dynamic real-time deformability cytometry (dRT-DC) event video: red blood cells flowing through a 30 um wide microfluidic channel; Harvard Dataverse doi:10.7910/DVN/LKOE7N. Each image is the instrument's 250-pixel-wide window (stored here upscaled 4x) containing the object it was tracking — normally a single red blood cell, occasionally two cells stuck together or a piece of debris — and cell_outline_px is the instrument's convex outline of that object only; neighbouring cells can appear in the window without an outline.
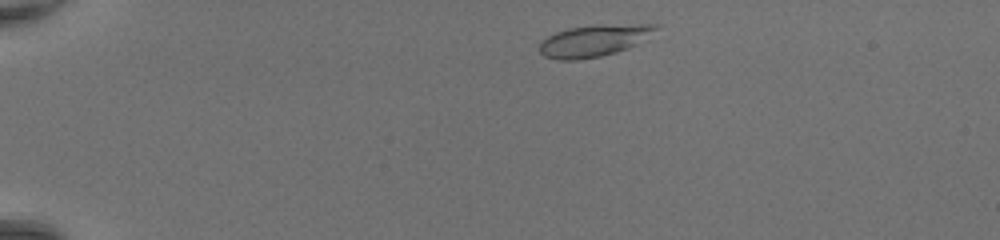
{"species": "common noctule bat (a hibernating species)", "species_latin": "Nyctalus noctula", "temperature_condition": "room temperature", "stored_images_in_passage": 41, "camera_frame_rate_fps": 3000, "um_per_image_px": 0.085, "animal": {"sex": "female", "body_mass_g": 20.0, "forearm_length_mm": 54.0}, "frame": {"image": 1, "passage_image": 3, "time_ms": 0.667, "image_size_px": [1000, 240], "cell_outline_px": [[660, 28], [636, 44], [628, 48], [616, 52], [600, 56], [576, 60], [556, 60], [544, 56], [540, 52], [540, 40], [556, 32], [568, 28], [596, 24], [660, 24]], "centroid_in_image_um": [50.48, 3.44], "position_along_channel_um": 34.5, "area_um2": 21.68}}
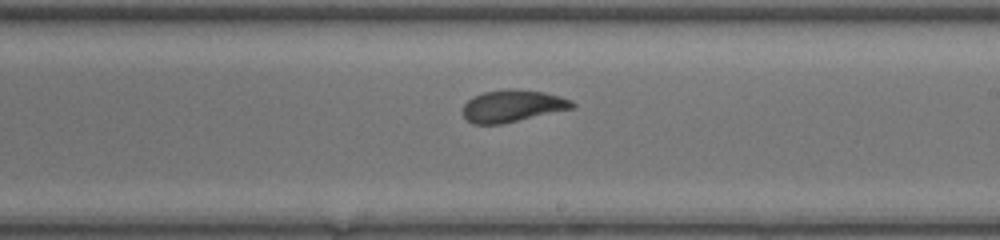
{"frame": {"image": 2, "passage_image": 23, "time_ms": 7.333, "image_size_px": [1000, 240], "cell_outline_px": [[576, 104], [572, 108], [500, 124], [472, 124], [464, 116], [464, 104], [468, 100], [484, 92], [512, 88], [544, 92], [560, 96], [572, 100]], "centroid_in_image_um": [43.57, 9.0], "position_along_channel_um": 245.4, "area_um2": 20.06}}
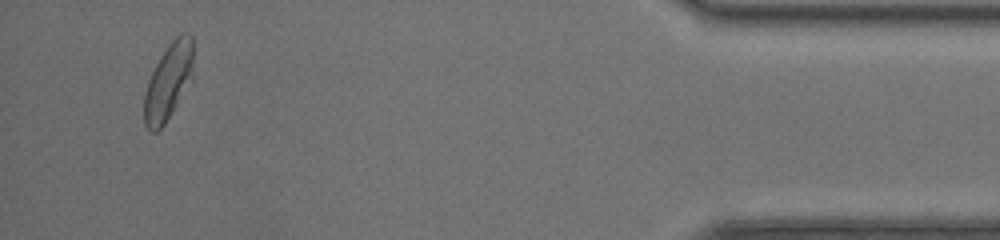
{"frame": {"image": 3, "passage_image": 39, "time_ms": 12.667, "image_size_px": [1000, 240], "cell_outline_px": [[192, 76], [176, 104], [164, 124], [156, 132], [152, 132], [144, 124], [144, 92], [148, 80], [156, 64], [168, 44], [180, 32], [188, 32], [192, 36]], "centroid_in_image_um": [14.29, 6.9], "position_along_channel_um": 420.9, "area_um2": 21.44}, "authors_computed_cell_mechanics": {"area_um2": 21.0392, "velocity_mm_per_s": 4.3871, "shape_relaxation_time_tau1_ms": 4.4708, "shape_relaxation_time_tau2_ms": 0.7689, "deformation_change_tau1": 0.1983, "deformation_change_tau2": 0.074}}